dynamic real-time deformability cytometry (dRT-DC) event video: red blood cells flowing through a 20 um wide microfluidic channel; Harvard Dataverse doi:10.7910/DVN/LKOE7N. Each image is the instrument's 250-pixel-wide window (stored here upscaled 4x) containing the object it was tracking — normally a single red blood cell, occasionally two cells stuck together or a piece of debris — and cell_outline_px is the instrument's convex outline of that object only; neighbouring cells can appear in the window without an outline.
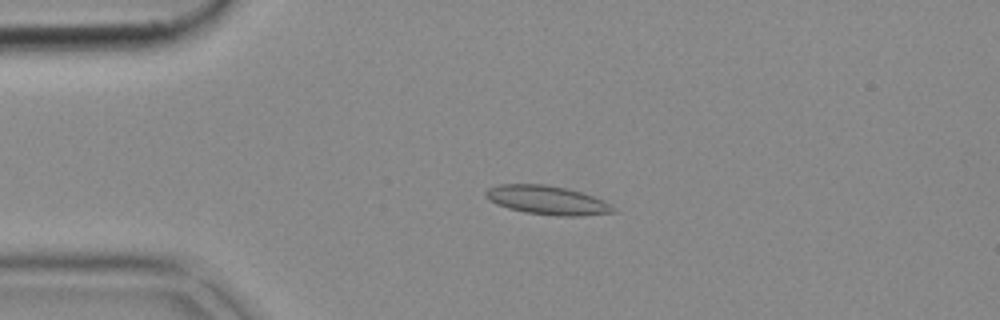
{"species": "common noctule bat (a hibernating species)", "species_latin": "Nyctalus noctula", "temperature_condition": "cold", "stored_images_in_passage": 41, "camera_frame_rate_fps": 3000, "um_per_image_px": 0.085, "animal": {"sex": "female", "body_mass_g": 18.4}, "frame": {"image": 1, "passage_image": 1, "time_ms": 0.0, "image_size_px": [1000, 320], "cell_outline_px": [[616, 212], [580, 216], [556, 216], [524, 212], [508, 208], [496, 204], [488, 200], [484, 196], [484, 192], [488, 188], [500, 184], [544, 184], [564, 188], [580, 192], [604, 200], [616, 208]], "centroid_in_image_um": [46.49, 17.02], "position_along_channel_um": 38.5, "area_um2": 21.5}}
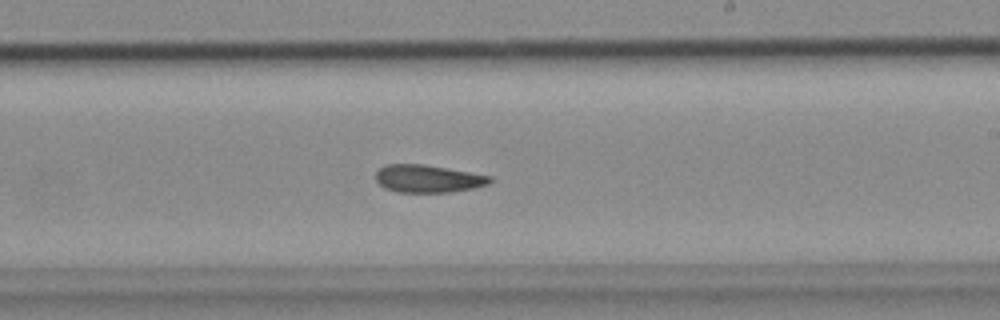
{"frame": {"image": 2, "passage_image": 20, "time_ms": 6.333, "image_size_px": [1000, 320], "cell_outline_px": [[492, 180], [488, 184], [472, 188], [452, 192], [396, 192], [384, 188], [376, 180], [376, 172], [384, 164], [420, 164], [492, 176]], "centroid_in_image_um": [36.34, 15.19], "position_along_channel_um": 252.7, "area_um2": 18.21}}
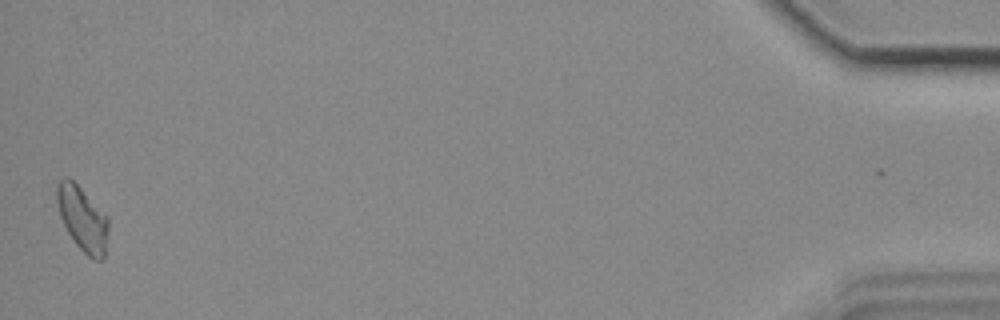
{"frame": {"image": 3, "passage_image": 41, "time_ms": 13.333, "image_size_px": [1000, 320], "cell_outline_px": [[108, 232], [104, 256], [100, 260], [92, 260], [76, 244], [68, 232], [60, 216], [56, 200], [56, 184], [64, 176], [68, 176], [108, 216]], "centroid_in_image_um": [7.0, 18.58], "position_along_channel_um": 428.2, "area_um2": 19.25}}